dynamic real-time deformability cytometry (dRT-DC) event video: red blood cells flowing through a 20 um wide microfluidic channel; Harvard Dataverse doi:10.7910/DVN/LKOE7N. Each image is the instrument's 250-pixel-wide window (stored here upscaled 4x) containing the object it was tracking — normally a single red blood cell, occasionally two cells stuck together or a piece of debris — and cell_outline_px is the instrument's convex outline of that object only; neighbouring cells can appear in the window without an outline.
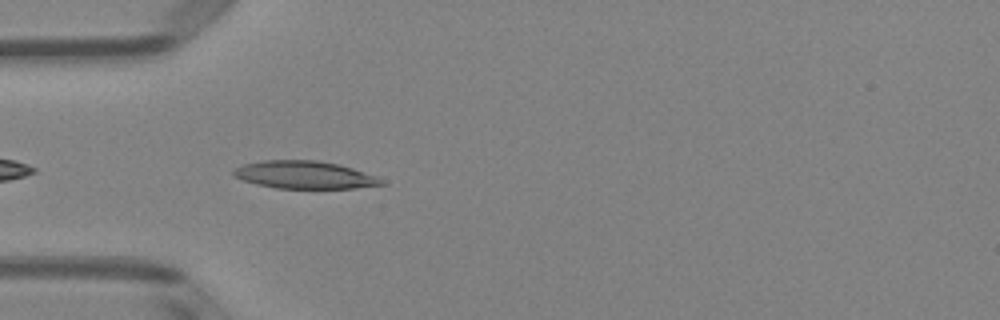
{"species": "Egyptian fruit bat (a non-hibernating species)", "species_latin": "Rousettus aegyptiacus", "temperature_condition": "room temperature", "stored_images_in_passage": 37, "camera_frame_rate_fps": 3000, "um_per_image_px": 0.085, "animal": {"sex": "female"}, "frame": {"image": 1, "passage_image": 3, "time_ms": 0.667, "image_size_px": [1000, 320], "cell_outline_px": [[388, 184], [356, 188], [276, 188], [256, 184], [244, 180], [236, 176], [232, 172], [236, 168], [244, 164], [264, 160], [316, 160], [336, 164], [352, 168], [376, 176], [384, 180]], "centroid_in_image_um": [25.93, 14.87], "position_along_channel_um": 59.1, "area_um2": 23.64}}
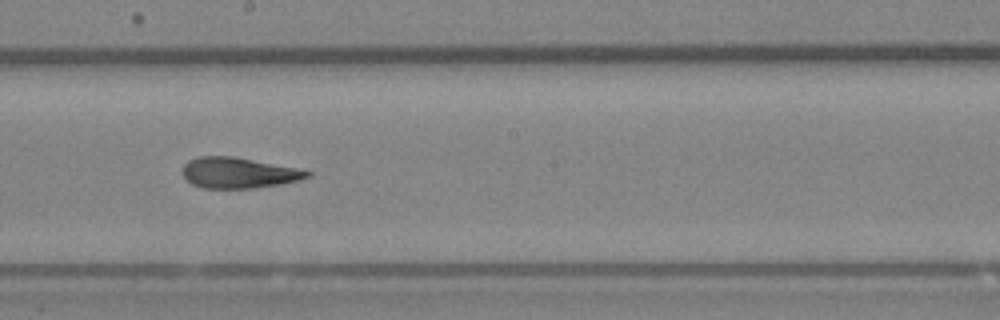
{"frame": {"image": 2, "passage_image": 16, "time_ms": 5.0, "image_size_px": [1000, 320], "cell_outline_px": [[312, 176], [280, 184], [256, 188], [200, 188], [192, 184], [184, 176], [184, 164], [188, 160], [200, 156], [232, 156], [296, 168], [312, 172]], "centroid_in_image_um": [20.26, 14.69], "position_along_channel_um": 227.9, "area_um2": 22.08}}
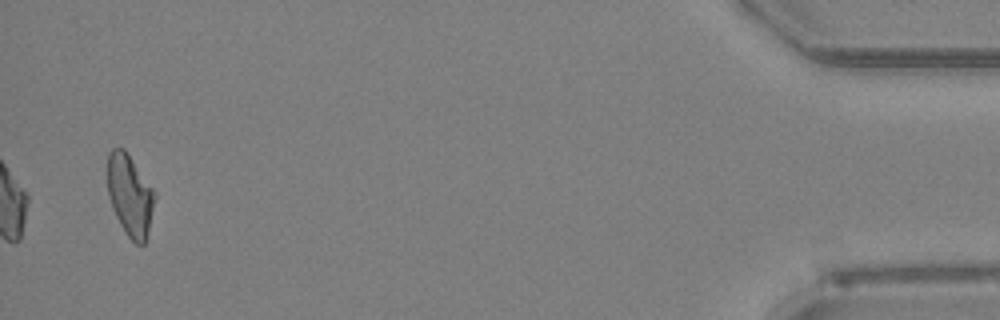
{"frame": {"image": 3, "passage_image": 37, "time_ms": 12.0, "image_size_px": [1000, 320], "cell_outline_px": [[156, 196], [144, 244], [136, 244], [128, 236], [120, 224], [112, 208], [108, 196], [108, 152], [112, 148], [124, 148], [156, 192]], "centroid_in_image_um": [11.04, 16.57], "position_along_channel_um": 424.2, "area_um2": 22.2}, "authors_computed_cell_mechanics": {"area_um2": 22.831, "velocity_mm_per_s": 3.9877, "shape_relaxation_time_tau1_ms": null, "shape_relaxation_time_tau2_ms": 2.0037, "deformation_change_tau1": null, "deformation_change_tau2": 0.1026}}